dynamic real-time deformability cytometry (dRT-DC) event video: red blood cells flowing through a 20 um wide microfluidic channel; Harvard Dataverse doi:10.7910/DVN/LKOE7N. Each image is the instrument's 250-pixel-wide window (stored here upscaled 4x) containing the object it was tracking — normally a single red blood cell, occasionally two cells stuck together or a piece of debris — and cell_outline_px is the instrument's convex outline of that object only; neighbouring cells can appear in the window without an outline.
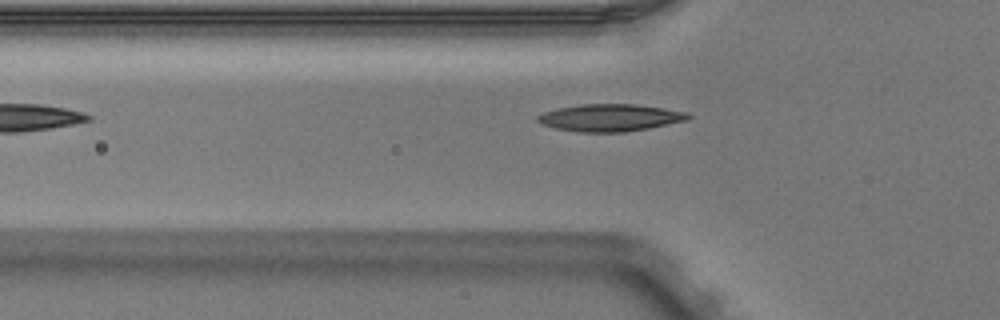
{"species": "Egyptian fruit bat (a non-hibernating species)", "species_latin": "Rousettus aegyptiacus", "temperature_condition": "warm", "stored_images_in_passage": 2, "camera_frame_rate_fps": 3000, "um_per_image_px": 0.085, "animal": {"sex": "male"}, "frame": {"image": 1, "passage_image": 2, "time_ms": 0.333, "image_size_px": [1000, 320], "cell_outline_px": [[692, 116], [688, 120], [648, 128], [624, 132], [576, 132], [556, 128], [540, 124], [536, 120], [536, 116], [544, 112], [560, 108], [580, 104], [636, 104], [688, 112]], "centroid_in_image_um": [51.85, 10.0], "position_along_channel_um": 74.0, "area_um2": 23.87}}